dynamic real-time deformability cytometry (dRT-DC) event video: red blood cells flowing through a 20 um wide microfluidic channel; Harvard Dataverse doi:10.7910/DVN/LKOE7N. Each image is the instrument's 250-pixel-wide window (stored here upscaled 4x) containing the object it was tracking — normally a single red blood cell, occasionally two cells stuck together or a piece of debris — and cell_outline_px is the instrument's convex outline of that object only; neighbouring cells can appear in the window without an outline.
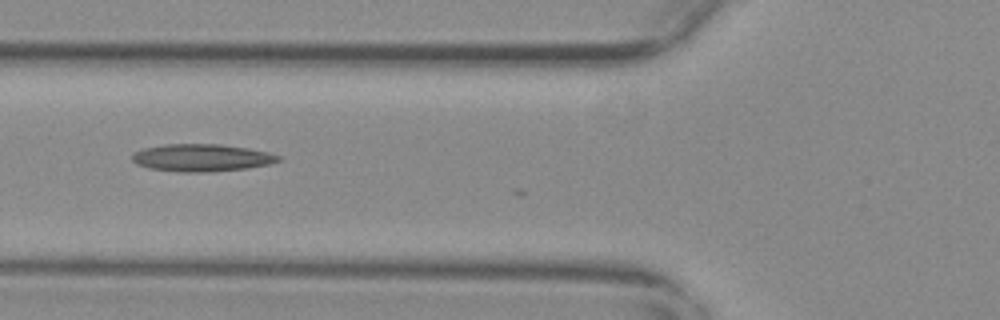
{"species": "common noctule bat (a hibernating species)", "species_latin": "Nyctalus noctula", "temperature_condition": "warm", "stored_images_in_passage": 7, "camera_frame_rate_fps": 3000, "um_per_image_px": 0.085, "animal": {"sex": "female", "body_mass_g": 29.2, "forearm_length_mm": 56.3}, "frame": {"image": 1, "passage_image": 2, "time_ms": 0.333, "image_size_px": [1000, 320], "cell_outline_px": [[280, 160], [268, 164], [248, 168], [212, 172], [180, 172], [148, 168], [136, 164], [132, 160], [132, 156], [136, 152], [144, 148], [168, 144], [220, 144], [248, 148], [268, 152], [280, 156]], "centroid_in_image_um": [17.14, 13.41], "position_along_channel_um": 108.7, "area_um2": 23.29}}
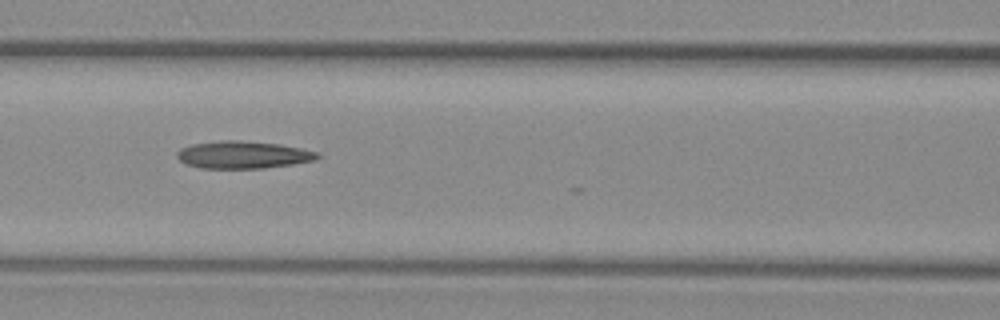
{"frame": {"image": 2, "passage_image": 5, "time_ms": 1.333, "image_size_px": [1000, 320], "cell_outline_px": [[320, 156], [316, 160], [292, 164], [264, 168], [200, 168], [184, 164], [176, 156], [176, 152], [180, 148], [192, 144], [220, 140], [240, 140], [276, 144], [300, 148], [316, 152]], "centroid_in_image_um": [20.6, 13.16], "position_along_channel_um": 146.0, "area_um2": 22.37}}